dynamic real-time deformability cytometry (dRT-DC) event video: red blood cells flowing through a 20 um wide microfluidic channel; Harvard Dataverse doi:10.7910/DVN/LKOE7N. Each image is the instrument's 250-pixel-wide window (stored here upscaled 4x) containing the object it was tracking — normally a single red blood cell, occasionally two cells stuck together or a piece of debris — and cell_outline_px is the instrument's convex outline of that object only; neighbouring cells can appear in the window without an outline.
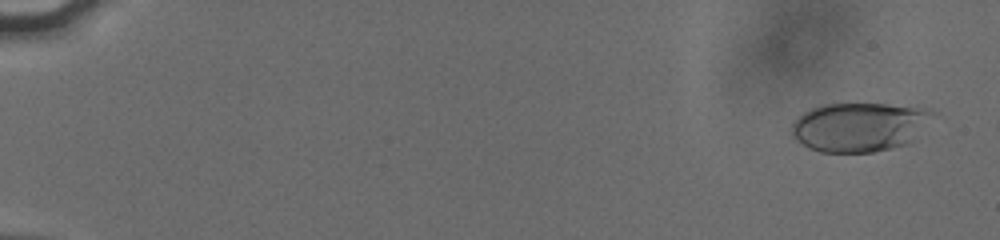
{"species": "human", "species_latin": "Homo sapiens", "temperature_condition": "cold", "stored_images_in_passage": 55, "camera_frame_rate_fps": 3000, "um_per_image_px": 0.085, "donor": {"sex": "male"}, "frame": {"image": 1, "passage_image": 3, "time_ms": 0.667, "image_size_px": [1000, 240], "cell_outline_px": [[936, 112], [912, 140], [908, 144], [892, 148], [872, 152], [820, 152], [808, 148], [796, 140], [792, 136], [792, 124], [804, 112], [820, 104], [888, 104], [932, 108]], "centroid_in_image_um": [73.05, 10.78], "position_along_channel_um": 11.9, "area_um2": 40.4}}
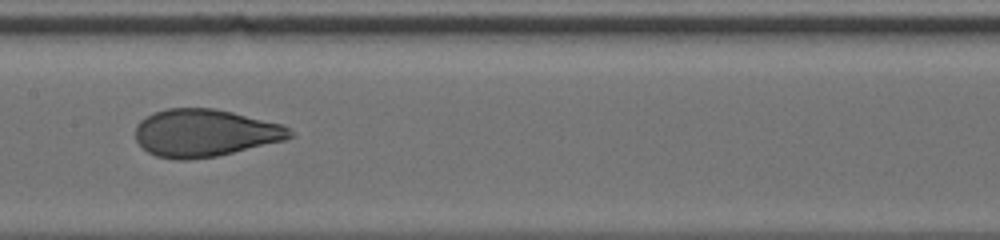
{"frame": {"image": 2, "passage_image": 31, "time_ms": 10.0, "image_size_px": [1000, 240], "cell_outline_px": [[296, 136], [284, 140], [216, 156], [188, 160], [176, 160], [156, 156], [148, 152], [136, 140], [136, 124], [140, 120], [156, 112], [168, 108], [212, 108], [232, 112], [284, 124]], "centroid_in_image_um": [17.42, 11.3], "position_along_channel_um": 190.0, "area_um2": 42.6}}
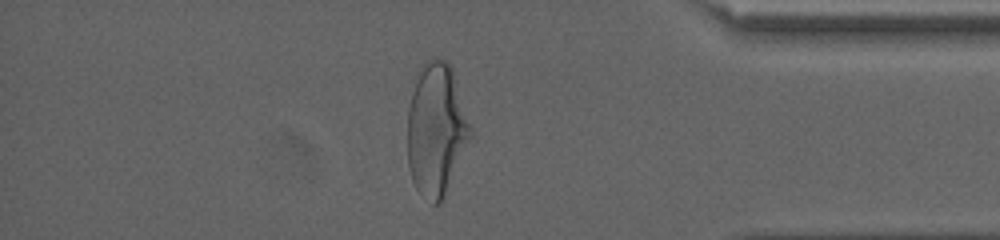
{"frame": {"image": 3, "passage_image": 49, "time_ms": 16.0, "image_size_px": [1000, 240], "cell_outline_px": [[472, 136], [444, 196], [440, 204], [432, 204], [416, 188], [412, 180], [408, 168], [408, 108], [412, 92], [420, 72], [424, 64], [436, 56], [444, 60], [452, 68], [472, 128]], "centroid_in_image_um": [37.09, 11.04], "position_along_channel_um": 398.1, "area_um2": 48.15}}